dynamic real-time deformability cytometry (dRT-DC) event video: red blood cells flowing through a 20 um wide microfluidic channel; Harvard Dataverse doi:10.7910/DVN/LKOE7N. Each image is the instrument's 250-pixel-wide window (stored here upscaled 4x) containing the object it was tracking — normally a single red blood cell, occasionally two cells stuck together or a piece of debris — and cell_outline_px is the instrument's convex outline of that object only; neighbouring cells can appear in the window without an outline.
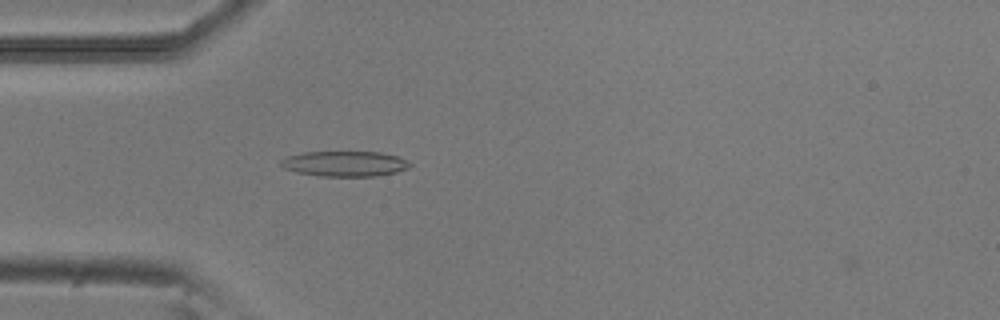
{"species": "common noctule bat (a hibernating species)", "species_latin": "Nyctalus noctula", "temperature_condition": "room temperature", "stored_images_in_passage": 3, "camera_frame_rate_fps": 3000, "um_per_image_px": 0.085, "animal": {"sex": "male", "body_mass_g": 20.5, "forearm_length_mm": 52.5}, "frame": {"image": 1, "passage_image": 3, "time_ms": 0.667, "image_size_px": [1000, 320], "cell_outline_px": [[412, 164], [408, 168], [396, 172], [376, 176], [320, 176], [296, 172], [284, 168], [280, 164], [280, 160], [288, 156], [304, 152], [380, 152], [396, 156], [408, 160]], "centroid_in_image_um": [29.31, 13.92], "position_along_channel_um": 55.7, "area_um2": 19.02}}